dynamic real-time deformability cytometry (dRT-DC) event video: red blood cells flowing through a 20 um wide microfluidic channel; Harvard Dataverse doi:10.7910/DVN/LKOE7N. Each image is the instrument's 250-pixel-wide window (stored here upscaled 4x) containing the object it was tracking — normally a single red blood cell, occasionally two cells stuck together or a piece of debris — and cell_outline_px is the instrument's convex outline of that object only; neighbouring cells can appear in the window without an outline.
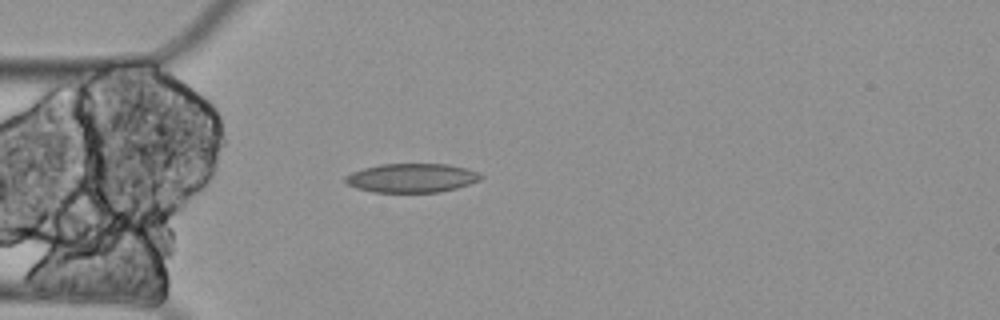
{"species": "Egyptian fruit bat (a non-hibernating species)", "species_latin": "Rousettus aegyptiacus", "temperature_condition": "cold", "stored_images_in_passage": 5, "camera_frame_rate_fps": 3000, "um_per_image_px": 0.085, "animal": {"sex": "female"}, "frame": {"image": 1, "passage_image": 5, "time_ms": 1.333, "image_size_px": [1000, 320], "cell_outline_px": [[484, 176], [480, 180], [456, 188], [440, 192], [372, 192], [356, 188], [348, 184], [344, 180], [344, 176], [352, 172], [364, 168], [380, 164], [448, 164], [464, 168], [476, 172]], "centroid_in_image_um": [34.97, 15.13], "position_along_channel_um": 50.0, "area_um2": 22.77}}